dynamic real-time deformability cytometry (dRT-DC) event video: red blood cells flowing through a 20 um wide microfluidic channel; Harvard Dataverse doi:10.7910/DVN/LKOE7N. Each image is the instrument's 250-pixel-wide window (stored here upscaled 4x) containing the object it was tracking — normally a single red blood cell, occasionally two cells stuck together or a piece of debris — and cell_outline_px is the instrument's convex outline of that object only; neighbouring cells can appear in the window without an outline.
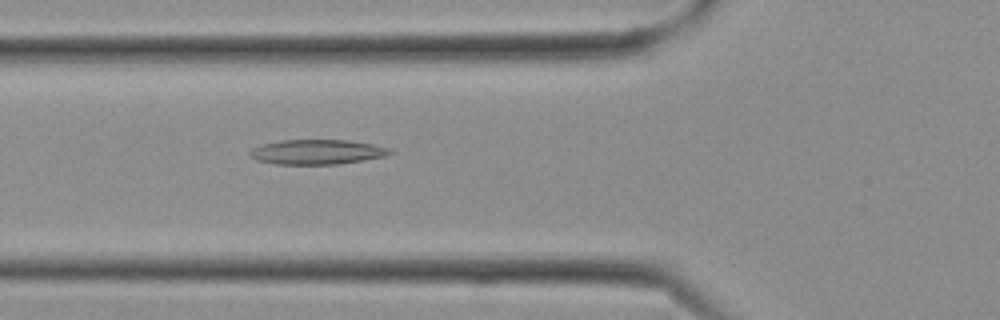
{"species": "Egyptian fruit bat (a non-hibernating species)", "species_latin": "Rousettus aegyptiacus", "temperature_condition": "cold", "stored_images_in_passage": 3, "camera_frame_rate_fps": 3000, "um_per_image_px": 0.085, "frame": {"image": 1, "passage_image": 3, "time_ms": 0.667, "image_size_px": [1000, 320], "cell_outline_px": [[396, 152], [384, 156], [364, 160], [336, 164], [276, 164], [256, 160], [248, 152], [252, 148], [260, 144], [280, 140], [348, 140], [372, 144], [388, 148]], "centroid_in_image_um": [26.93, 12.91], "position_along_channel_um": 98.9, "area_um2": 20.23}}